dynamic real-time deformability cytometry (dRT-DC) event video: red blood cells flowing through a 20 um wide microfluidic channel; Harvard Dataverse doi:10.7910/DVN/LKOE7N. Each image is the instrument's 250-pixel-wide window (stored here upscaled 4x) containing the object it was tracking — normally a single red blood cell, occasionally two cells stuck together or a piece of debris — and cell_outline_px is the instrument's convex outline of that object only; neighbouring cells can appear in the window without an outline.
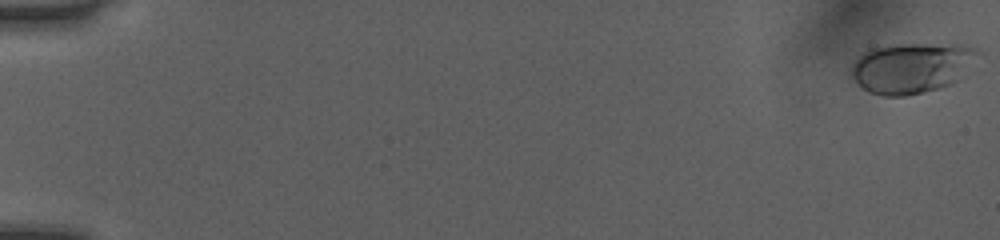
{"species": "human", "species_latin": "Homo sapiens", "temperature_condition": "room temperature", "stored_images_in_passage": 52, "camera_frame_rate_fps": 3000, "um_per_image_px": 0.085, "donor": {"sex": "female"}, "frame": {"image": 1, "passage_image": 1, "time_ms": 0.0, "image_size_px": [1000, 240], "cell_outline_px": [[980, 52], [964, 76], [952, 84], [940, 88], [904, 96], [884, 96], [868, 92], [848, 76], [852, 64], [864, 52], [872, 48], [892, 44], [968, 44], [976, 48]], "centroid_in_image_um": [77.49, 5.76], "position_along_channel_um": 7.5, "area_um2": 37.74}}
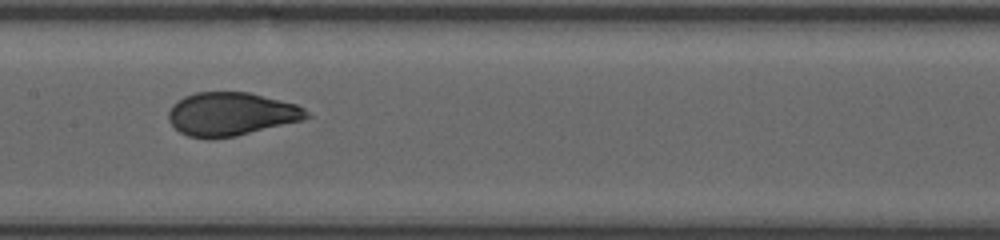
{"frame": {"image": 2, "passage_image": 28, "time_ms": 9.0, "image_size_px": [1000, 240], "cell_outline_px": [[312, 116], [300, 120], [236, 136], [188, 136], [180, 132], [168, 120], [168, 112], [172, 104], [176, 100], [184, 96], [196, 92], [248, 92], [296, 104], [304, 108]], "centroid_in_image_um": [19.63, 9.66], "position_along_channel_um": 187.8, "area_um2": 34.22}}
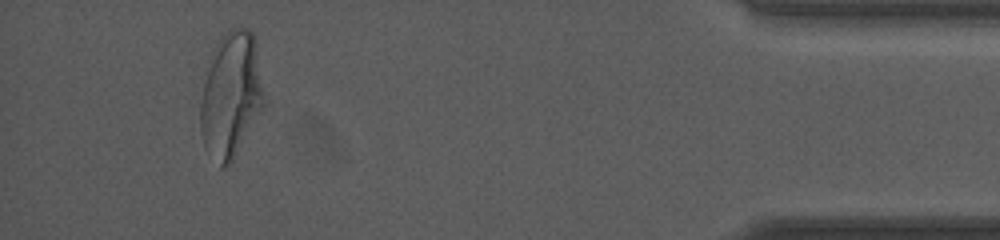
{"frame": {"image": 3, "passage_image": 49, "time_ms": 16.0, "image_size_px": [1000, 240], "cell_outline_px": [[264, 104], [232, 160], [224, 168], [220, 168], [204, 148], [200, 132], [200, 104], [208, 60], [212, 48], [228, 28], [248, 28], [252, 32], [256, 40], [264, 96]], "centroid_in_image_um": [19.6, 8.03], "position_along_channel_um": 415.6, "area_um2": 46.59}, "authors_computed_cell_mechanics": {"area_um2": 35.0268, "velocity_mm_per_s": 4.0671, "shape_relaxation_time_tau1_ms": 4.1724, "shape_relaxation_time_tau2_ms": null, "deformation_change_tau1": 0.1604, "deformation_change_tau2": null}}